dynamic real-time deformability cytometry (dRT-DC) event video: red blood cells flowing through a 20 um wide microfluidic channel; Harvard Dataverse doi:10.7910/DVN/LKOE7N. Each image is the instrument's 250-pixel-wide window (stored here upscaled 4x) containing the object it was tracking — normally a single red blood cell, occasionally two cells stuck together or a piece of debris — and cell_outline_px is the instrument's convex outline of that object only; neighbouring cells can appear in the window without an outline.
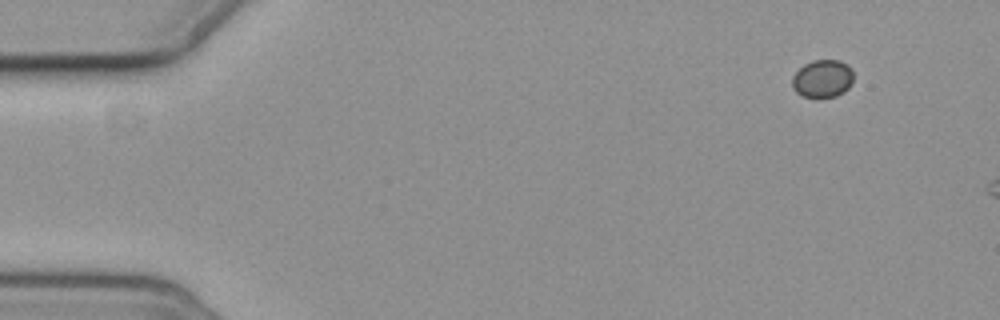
{"species": "common noctule bat (a hibernating species)", "species_latin": "Nyctalus noctula", "temperature_condition": "cold", "stored_images_in_passage": 3, "camera_frame_rate_fps": 3000, "um_per_image_px": 0.085, "animal": {"sex": "female", "body_mass_g": 19.3, "forearm_length_mm": 54.1}, "frame": {"image": 1, "passage_image": 1, "time_ms": 0.0, "image_size_px": [1000, 320], "cell_outline_px": [[852, 84], [844, 92], [836, 96], [816, 100], [800, 96], [792, 88], [792, 76], [804, 64], [812, 60], [840, 60], [848, 64], [852, 68]], "centroid_in_image_um": [69.9, 6.72], "position_along_channel_um": 15.1, "area_um2": 14.05}}